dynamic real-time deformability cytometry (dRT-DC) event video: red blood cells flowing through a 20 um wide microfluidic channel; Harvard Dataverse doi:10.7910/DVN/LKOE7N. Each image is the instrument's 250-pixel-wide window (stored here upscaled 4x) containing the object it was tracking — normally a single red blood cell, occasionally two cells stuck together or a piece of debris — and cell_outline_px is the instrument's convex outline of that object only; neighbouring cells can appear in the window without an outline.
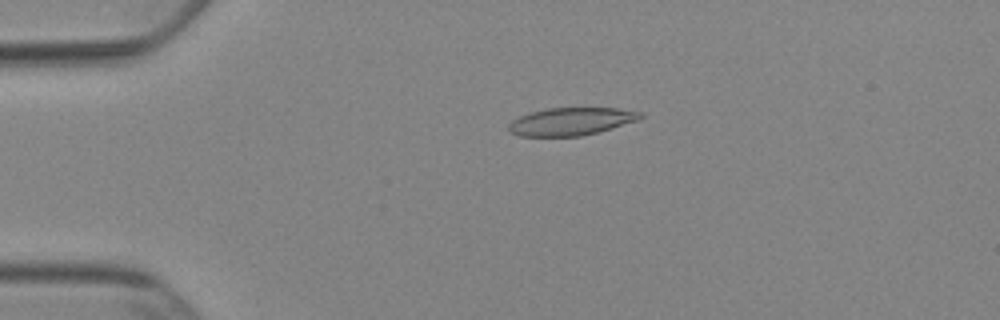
{"species": "Egyptian fruit bat (a non-hibernating species)", "species_latin": "Rousettus aegyptiacus", "temperature_condition": "cold", "stored_images_in_passage": 52, "camera_frame_rate_fps": 3000, "um_per_image_px": 0.085, "animal": {"sex": "female"}, "frame": {"image": 1, "passage_image": 12, "time_ms": 3.667, "image_size_px": [1000, 320], "cell_outline_px": [[644, 116], [636, 120], [612, 128], [580, 136], [520, 136], [508, 132], [508, 124], [512, 120], [528, 112], [548, 108], [616, 108], [640, 112]], "centroid_in_image_um": [48.47, 10.32], "position_along_channel_um": 36.5, "area_um2": 21.15}}
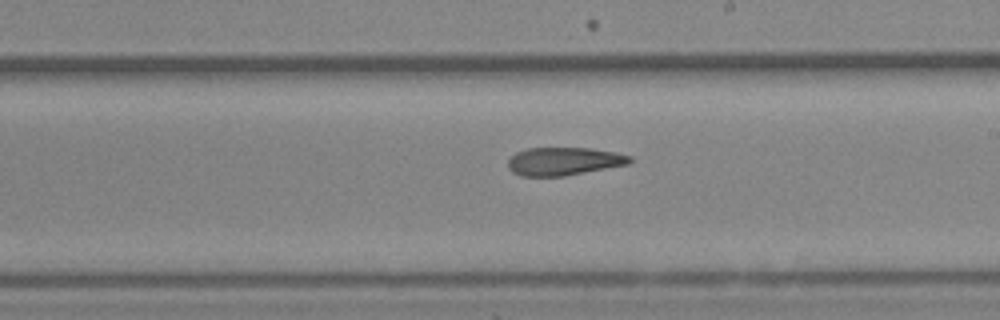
{"frame": {"image": 2, "passage_image": 31, "time_ms": 10.0, "image_size_px": [1000, 320], "cell_outline_px": [[632, 160], [628, 164], [564, 176], [520, 176], [512, 172], [508, 168], [508, 160], [516, 152], [528, 148], [592, 148], [616, 152], [632, 156]], "centroid_in_image_um": [47.92, 13.7], "position_along_channel_um": 241.1, "area_um2": 19.94}}
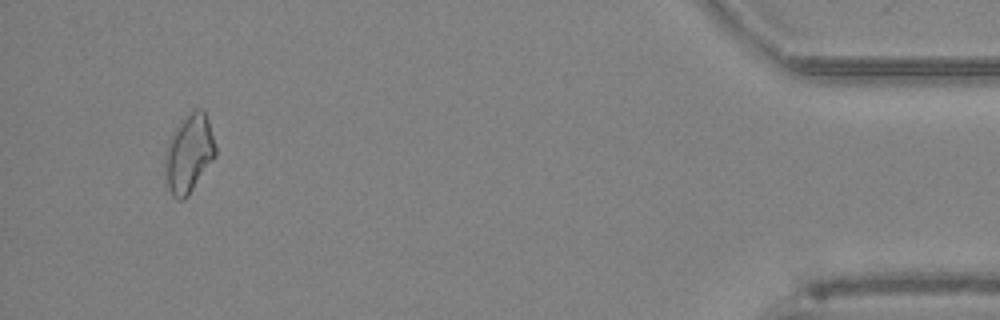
{"frame": {"image": 3, "passage_image": 50, "time_ms": 16.333, "image_size_px": [1000, 320], "cell_outline_px": [[216, 156], [188, 196], [184, 200], [180, 200], [172, 196], [168, 188], [164, 176], [164, 156], [172, 132], [180, 120], [184, 116], [196, 108], [204, 108], [208, 120], [216, 148]], "centroid_in_image_um": [16.04, 13.05], "position_along_channel_um": 419.2, "area_um2": 23.35}, "authors_computed_cell_mechanics": {"area_um2": 21.2704, "velocity_mm_per_s": 3.8884, "shape_relaxation_time_tau1_ms": null, "shape_relaxation_time_tau2_ms": 5.5911, "deformation_change_tau1": null, "deformation_change_tau2": 0.1478}}